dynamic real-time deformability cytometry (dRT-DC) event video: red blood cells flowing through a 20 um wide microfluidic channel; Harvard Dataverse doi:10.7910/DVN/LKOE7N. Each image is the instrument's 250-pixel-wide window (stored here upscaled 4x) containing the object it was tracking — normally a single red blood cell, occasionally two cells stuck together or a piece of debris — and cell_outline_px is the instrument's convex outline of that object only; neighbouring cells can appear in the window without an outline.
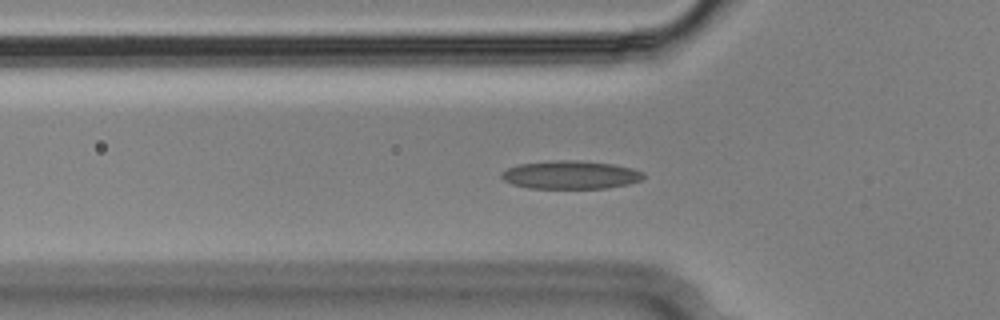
{"species": "Egyptian fruit bat (a non-hibernating species)", "species_latin": "Rousettus aegyptiacus", "temperature_condition": "cold", "stored_images_in_passage": 55, "camera_frame_rate_fps": 3000, "um_per_image_px": 0.085, "animal": {"sex": "male"}, "frame": {"image": 1, "passage_image": 18, "time_ms": 5.667, "image_size_px": [1000, 320], "cell_outline_px": [[644, 176], [640, 180], [628, 184], [608, 188], [528, 188], [512, 184], [504, 180], [500, 176], [500, 172], [508, 168], [520, 164], [556, 160], [572, 160], [612, 164], [632, 168], [644, 172]], "centroid_in_image_um": [48.48, 14.87], "position_along_channel_um": 77.3, "area_um2": 23.24}}
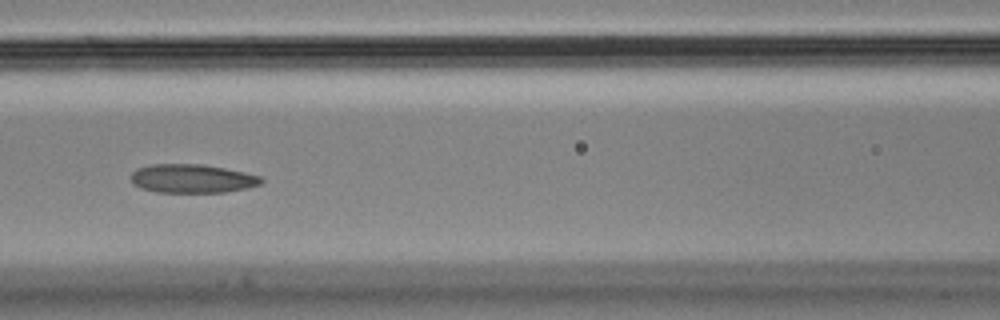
{"frame": {"image": 2, "passage_image": 24, "time_ms": 7.667, "image_size_px": [1000, 320], "cell_outline_px": [[264, 180], [260, 184], [248, 188], [224, 192], [156, 192], [140, 188], [132, 184], [132, 172], [136, 168], [148, 164], [204, 164], [244, 172], [260, 176]], "centroid_in_image_um": [16.31, 15.17], "position_along_channel_um": 150.3, "area_um2": 21.91}}
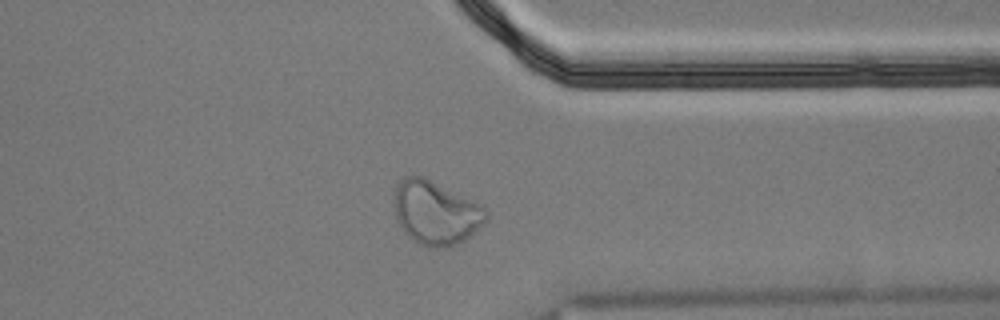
{"frame": {"image": 3, "passage_image": 43, "time_ms": 14.0, "image_size_px": [1000, 320], "cell_outline_px": [[488, 216], [484, 224], [464, 240], [456, 244], [444, 248], [428, 248], [412, 240], [404, 232], [396, 220], [392, 192], [396, 184], [404, 176], [424, 176], [480, 204], [488, 212]], "centroid_in_image_um": [36.99, 18.08], "position_along_channel_um": 374.4, "area_um2": 34.56}, "authors_computed_cell_mechanics": {"area_um2": 22.4842, "velocity_mm_per_s": 3.5996, "shape_relaxation_time_tau1_ms": null, "shape_relaxation_time_tau2_ms": 2.0165, "deformation_change_tau1": null, "deformation_change_tau2": 0.0829}}